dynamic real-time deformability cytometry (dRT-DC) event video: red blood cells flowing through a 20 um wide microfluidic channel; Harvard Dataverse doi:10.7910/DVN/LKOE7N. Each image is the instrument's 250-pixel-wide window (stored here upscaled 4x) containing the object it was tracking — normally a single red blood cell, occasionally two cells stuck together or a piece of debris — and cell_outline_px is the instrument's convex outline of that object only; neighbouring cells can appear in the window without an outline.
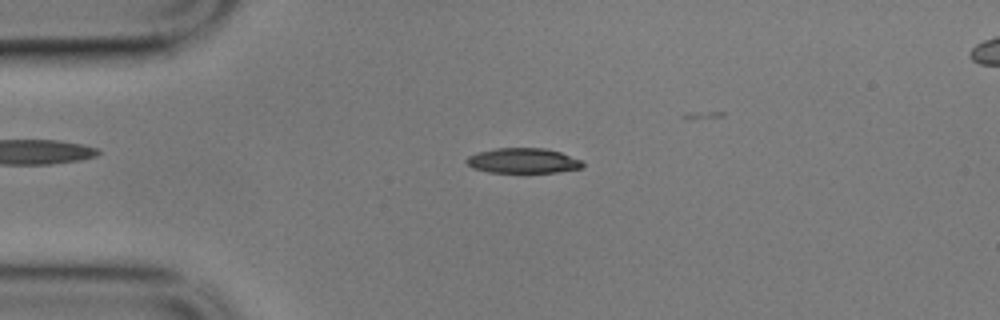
{"species": "common noctule bat (a hibernating species)", "species_latin": "Nyctalus noctula", "temperature_condition": "cold", "stored_images_in_passage": 5, "segment_of_instrument_passage": [1, 2], "camera_frame_rate_fps": 3000, "um_per_image_px": 0.085, "animal": {"sex": "male", "body_mass_g": 17.9}, "frame": {"image": 1, "passage_image": 3, "time_ms": 0.667, "image_size_px": [1000, 320], "cell_outline_px": [[584, 164], [580, 168], [556, 172], [488, 172], [472, 168], [464, 160], [468, 156], [476, 152], [496, 148], [544, 148], [560, 152], [580, 160]], "centroid_in_image_um": [44.4, 13.65], "position_along_channel_um": 40.6, "area_um2": 16.88}}